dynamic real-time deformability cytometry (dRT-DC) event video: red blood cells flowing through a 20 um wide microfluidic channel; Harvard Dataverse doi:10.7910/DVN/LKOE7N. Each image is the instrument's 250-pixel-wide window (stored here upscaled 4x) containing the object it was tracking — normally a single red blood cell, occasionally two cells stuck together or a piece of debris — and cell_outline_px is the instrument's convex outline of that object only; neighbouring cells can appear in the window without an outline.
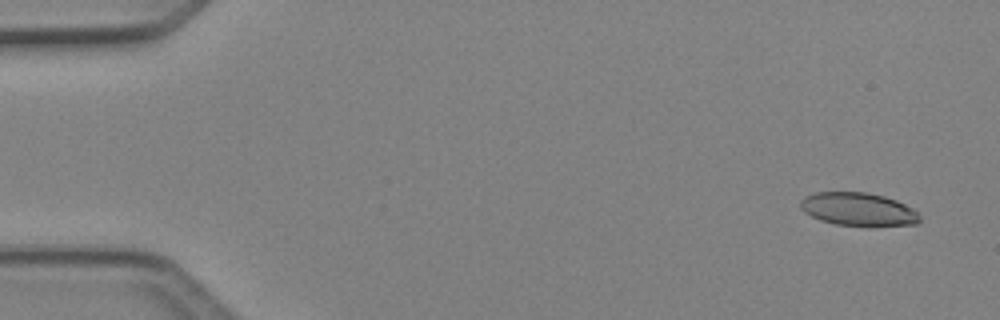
{"species": "Egyptian fruit bat (a non-hibernating species)", "species_latin": "Rousettus aegyptiacus", "temperature_condition": "cold", "stored_images_in_passage": 5, "camera_frame_rate_fps": 3000, "um_per_image_px": 0.085, "animal": {"sex": "female"}, "frame": {"image": 1, "passage_image": 1, "time_ms": 0.0, "image_size_px": [1000, 320], "cell_outline_px": [[920, 220], [916, 224], [868, 228], [836, 224], [820, 220], [804, 212], [800, 208], [800, 200], [804, 196], [816, 192], [864, 192], [884, 196], [896, 200], [912, 208], [920, 216]], "centroid_in_image_um": [72.96, 17.82], "position_along_channel_um": 12.0, "area_um2": 23.58}}
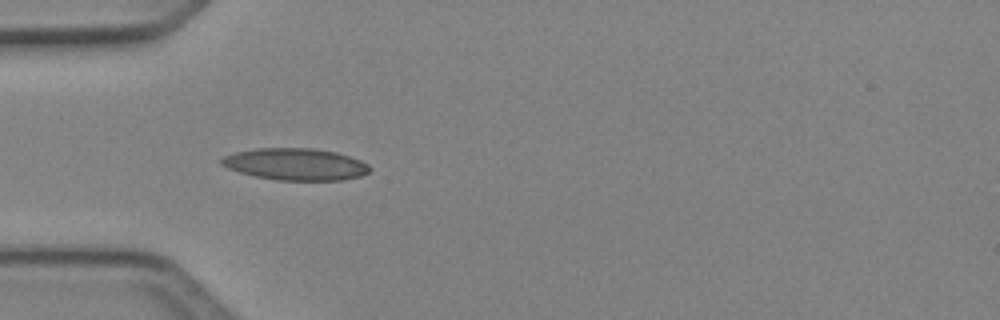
{"frame": {"image": 2, "passage_image": 4, "time_ms": 1.0, "image_size_px": [1000, 320], "cell_outline_px": [[372, 168], [368, 172], [360, 176], [340, 180], [276, 180], [256, 176], [240, 172], [228, 168], [220, 164], [220, 160], [224, 156], [236, 152], [256, 148], [312, 148], [336, 152], [360, 160], [368, 164]], "centroid_in_image_um": [25.12, 13.95], "position_along_channel_um": 59.9, "area_um2": 27.4}}
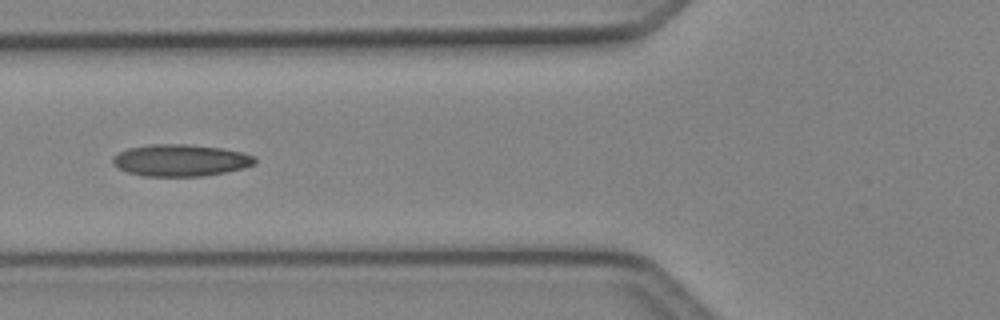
{"frame": {"image": 3, "passage_image": 5, "time_ms": 1.333, "image_size_px": [1000, 320], "cell_outline_px": [[256, 164], [244, 168], [204, 176], [144, 176], [128, 172], [112, 164], [112, 156], [128, 148], [152, 144], [188, 144], [220, 148], [244, 152], [256, 156]], "centroid_in_image_um": [15.37, 13.62], "position_along_channel_um": 110.4, "area_um2": 26.47}}